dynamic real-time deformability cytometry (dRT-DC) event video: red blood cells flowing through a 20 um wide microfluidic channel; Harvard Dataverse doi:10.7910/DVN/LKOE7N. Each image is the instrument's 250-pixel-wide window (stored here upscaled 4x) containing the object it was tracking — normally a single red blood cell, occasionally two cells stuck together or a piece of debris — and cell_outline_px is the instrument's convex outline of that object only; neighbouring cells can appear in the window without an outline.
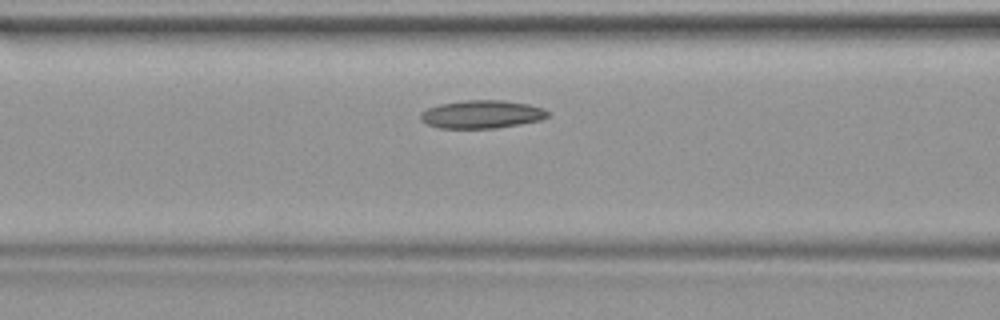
{"species": "common noctule bat (a hibernating species)", "species_latin": "Nyctalus noctula", "temperature_condition": "warm", "stored_images_in_passage": 9, "camera_frame_rate_fps": 3000, "um_per_image_px": 0.085, "animal": {"sex": "female", "body_mass_g": 19.9}, "frame": {"image": 1, "passage_image": 8, "time_ms": 2.333, "image_size_px": [1000, 320], "cell_outline_px": [[548, 116], [540, 120], [520, 124], [496, 128], [440, 128], [428, 124], [420, 120], [420, 112], [428, 108], [440, 104], [464, 100], [504, 100], [528, 104], [544, 108], [548, 112]], "centroid_in_image_um": [40.94, 9.71], "position_along_channel_um": 125.7, "area_um2": 20.81}}